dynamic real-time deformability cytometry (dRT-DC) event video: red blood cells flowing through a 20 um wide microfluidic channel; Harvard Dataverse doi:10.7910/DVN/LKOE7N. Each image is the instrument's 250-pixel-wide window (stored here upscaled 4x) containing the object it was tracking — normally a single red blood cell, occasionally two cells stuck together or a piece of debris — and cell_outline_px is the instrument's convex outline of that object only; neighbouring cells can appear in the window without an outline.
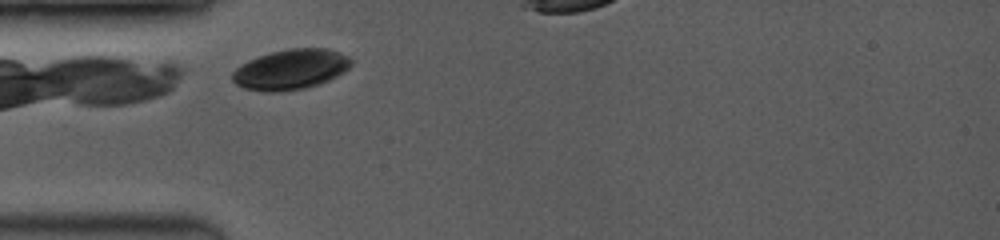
{"species": "common noctule bat (a hibernating species)", "species_latin": "Nyctalus noctula", "temperature_condition": "room temperature", "stored_images_in_passage": 32, "camera_frame_rate_fps": 3500, "um_per_image_px": 0.085, "animal": {"sex": "female", "body_mass_g": 19.0, "forearm_length_mm": 53.3}, "frame": {"image": 1, "passage_image": 1, "time_ms": 0.0, "image_size_px": [1000, 240], "cell_outline_px": [[352, 64], [344, 72], [328, 80], [304, 88], [276, 92], [264, 92], [244, 88], [236, 84], [232, 80], [232, 72], [240, 64], [248, 60], [272, 52], [288, 48], [328, 48], [340, 52], [348, 56], [352, 60]], "centroid_in_image_um": [24.7, 5.89], "position_along_channel_um": 60.3, "area_um2": 27.8}}
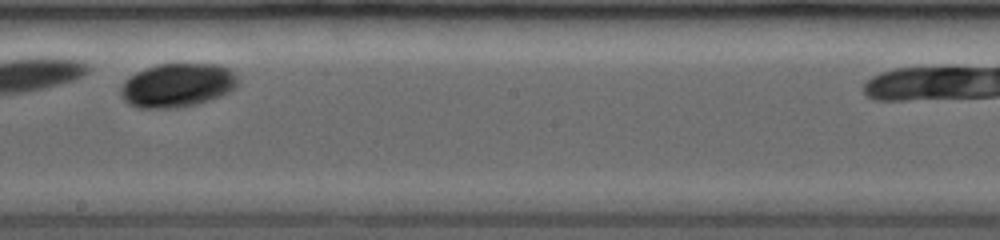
{"frame": {"image": 2, "passage_image": 22, "time_ms": 4.571, "image_size_px": [1000, 240], "cell_outline_px": [[240, 84], [236, 88], [220, 96], [196, 104], [176, 108], [136, 108], [128, 104], [124, 100], [120, 92], [120, 88], [124, 80], [128, 76], [144, 68], [156, 64], [220, 64], [228, 68], [240, 80]], "centroid_in_image_um": [15.06, 7.24], "position_along_channel_um": 233.1, "area_um2": 30.29}}